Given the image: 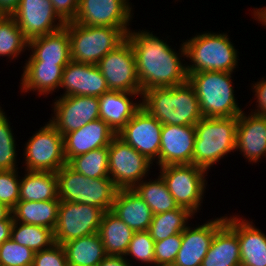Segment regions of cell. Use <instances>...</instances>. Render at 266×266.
<instances>
[{
    "mask_svg": "<svg viewBox=\"0 0 266 266\" xmlns=\"http://www.w3.org/2000/svg\"><path fill=\"white\" fill-rule=\"evenodd\" d=\"M28 50V39L19 29L11 15L0 19V57H7L9 61L19 60L20 55Z\"/></svg>",
    "mask_w": 266,
    "mask_h": 266,
    "instance_id": "836d02e7",
    "label": "cell"
},
{
    "mask_svg": "<svg viewBox=\"0 0 266 266\" xmlns=\"http://www.w3.org/2000/svg\"><path fill=\"white\" fill-rule=\"evenodd\" d=\"M111 211L134 231H146L153 213L133 189H117Z\"/></svg>",
    "mask_w": 266,
    "mask_h": 266,
    "instance_id": "d4e9b609",
    "label": "cell"
},
{
    "mask_svg": "<svg viewBox=\"0 0 266 266\" xmlns=\"http://www.w3.org/2000/svg\"><path fill=\"white\" fill-rule=\"evenodd\" d=\"M58 198L60 201L83 204L84 180H88L83 174L77 173L67 164L57 172Z\"/></svg>",
    "mask_w": 266,
    "mask_h": 266,
    "instance_id": "74e56055",
    "label": "cell"
},
{
    "mask_svg": "<svg viewBox=\"0 0 266 266\" xmlns=\"http://www.w3.org/2000/svg\"><path fill=\"white\" fill-rule=\"evenodd\" d=\"M108 146L71 158L67 165L87 178H109Z\"/></svg>",
    "mask_w": 266,
    "mask_h": 266,
    "instance_id": "e575fe53",
    "label": "cell"
},
{
    "mask_svg": "<svg viewBox=\"0 0 266 266\" xmlns=\"http://www.w3.org/2000/svg\"><path fill=\"white\" fill-rule=\"evenodd\" d=\"M162 124L143 107L117 135L152 163L159 159Z\"/></svg>",
    "mask_w": 266,
    "mask_h": 266,
    "instance_id": "9a60e30c",
    "label": "cell"
},
{
    "mask_svg": "<svg viewBox=\"0 0 266 266\" xmlns=\"http://www.w3.org/2000/svg\"><path fill=\"white\" fill-rule=\"evenodd\" d=\"M53 101L54 111L48 120L63 136L99 119L98 97L57 96Z\"/></svg>",
    "mask_w": 266,
    "mask_h": 266,
    "instance_id": "4fadbf2b",
    "label": "cell"
},
{
    "mask_svg": "<svg viewBox=\"0 0 266 266\" xmlns=\"http://www.w3.org/2000/svg\"><path fill=\"white\" fill-rule=\"evenodd\" d=\"M238 117H203L195 125L192 164L211 171L227 155L235 152Z\"/></svg>",
    "mask_w": 266,
    "mask_h": 266,
    "instance_id": "5b68a950",
    "label": "cell"
},
{
    "mask_svg": "<svg viewBox=\"0 0 266 266\" xmlns=\"http://www.w3.org/2000/svg\"><path fill=\"white\" fill-rule=\"evenodd\" d=\"M142 93L113 91L102 94L98 97L99 118L106 122L117 134L130 121L134 114L142 107ZM135 101L133 102V100Z\"/></svg>",
    "mask_w": 266,
    "mask_h": 266,
    "instance_id": "7402d4cb",
    "label": "cell"
},
{
    "mask_svg": "<svg viewBox=\"0 0 266 266\" xmlns=\"http://www.w3.org/2000/svg\"><path fill=\"white\" fill-rule=\"evenodd\" d=\"M235 151L252 165L266 157V116L245 111L238 116Z\"/></svg>",
    "mask_w": 266,
    "mask_h": 266,
    "instance_id": "d6986e66",
    "label": "cell"
},
{
    "mask_svg": "<svg viewBox=\"0 0 266 266\" xmlns=\"http://www.w3.org/2000/svg\"><path fill=\"white\" fill-rule=\"evenodd\" d=\"M20 174L18 169L0 170V203L11 210L20 201Z\"/></svg>",
    "mask_w": 266,
    "mask_h": 266,
    "instance_id": "60d3db41",
    "label": "cell"
},
{
    "mask_svg": "<svg viewBox=\"0 0 266 266\" xmlns=\"http://www.w3.org/2000/svg\"><path fill=\"white\" fill-rule=\"evenodd\" d=\"M226 222L224 216L208 219L200 225L190 223L182 232V244L173 266H201L215 232ZM195 227H194V226Z\"/></svg>",
    "mask_w": 266,
    "mask_h": 266,
    "instance_id": "2e32d148",
    "label": "cell"
},
{
    "mask_svg": "<svg viewBox=\"0 0 266 266\" xmlns=\"http://www.w3.org/2000/svg\"><path fill=\"white\" fill-rule=\"evenodd\" d=\"M181 244L182 233H177L166 239L155 242V266H173Z\"/></svg>",
    "mask_w": 266,
    "mask_h": 266,
    "instance_id": "b9f144b4",
    "label": "cell"
},
{
    "mask_svg": "<svg viewBox=\"0 0 266 266\" xmlns=\"http://www.w3.org/2000/svg\"><path fill=\"white\" fill-rule=\"evenodd\" d=\"M141 106L162 125L195 126L203 118L188 80L173 87L147 89L142 92Z\"/></svg>",
    "mask_w": 266,
    "mask_h": 266,
    "instance_id": "7a4b0ae2",
    "label": "cell"
},
{
    "mask_svg": "<svg viewBox=\"0 0 266 266\" xmlns=\"http://www.w3.org/2000/svg\"><path fill=\"white\" fill-rule=\"evenodd\" d=\"M65 67L66 65L55 63H24L19 82L20 92L27 94L32 91L39 97L53 95L54 92L59 91Z\"/></svg>",
    "mask_w": 266,
    "mask_h": 266,
    "instance_id": "cb8c5ba5",
    "label": "cell"
},
{
    "mask_svg": "<svg viewBox=\"0 0 266 266\" xmlns=\"http://www.w3.org/2000/svg\"><path fill=\"white\" fill-rule=\"evenodd\" d=\"M130 0H79L73 22L86 26L116 27L126 35L134 13ZM133 6V7H132Z\"/></svg>",
    "mask_w": 266,
    "mask_h": 266,
    "instance_id": "8fae6325",
    "label": "cell"
},
{
    "mask_svg": "<svg viewBox=\"0 0 266 266\" xmlns=\"http://www.w3.org/2000/svg\"><path fill=\"white\" fill-rule=\"evenodd\" d=\"M32 266H68L63 246L55 243L48 249L36 252Z\"/></svg>",
    "mask_w": 266,
    "mask_h": 266,
    "instance_id": "7bdbcfd3",
    "label": "cell"
},
{
    "mask_svg": "<svg viewBox=\"0 0 266 266\" xmlns=\"http://www.w3.org/2000/svg\"><path fill=\"white\" fill-rule=\"evenodd\" d=\"M60 199L49 201H19L11 210L13 220L20 223L55 229Z\"/></svg>",
    "mask_w": 266,
    "mask_h": 266,
    "instance_id": "83f0119b",
    "label": "cell"
},
{
    "mask_svg": "<svg viewBox=\"0 0 266 266\" xmlns=\"http://www.w3.org/2000/svg\"><path fill=\"white\" fill-rule=\"evenodd\" d=\"M227 32L204 31L184 40L187 75L196 72H236L239 68V49Z\"/></svg>",
    "mask_w": 266,
    "mask_h": 266,
    "instance_id": "3957f363",
    "label": "cell"
},
{
    "mask_svg": "<svg viewBox=\"0 0 266 266\" xmlns=\"http://www.w3.org/2000/svg\"><path fill=\"white\" fill-rule=\"evenodd\" d=\"M54 11L65 22L74 21L79 0H50Z\"/></svg>",
    "mask_w": 266,
    "mask_h": 266,
    "instance_id": "f6af8a7d",
    "label": "cell"
},
{
    "mask_svg": "<svg viewBox=\"0 0 266 266\" xmlns=\"http://www.w3.org/2000/svg\"><path fill=\"white\" fill-rule=\"evenodd\" d=\"M11 239L35 253L55 244L54 230L44 226L16 222L11 229Z\"/></svg>",
    "mask_w": 266,
    "mask_h": 266,
    "instance_id": "d6a6232c",
    "label": "cell"
},
{
    "mask_svg": "<svg viewBox=\"0 0 266 266\" xmlns=\"http://www.w3.org/2000/svg\"><path fill=\"white\" fill-rule=\"evenodd\" d=\"M154 244L155 241L148 230L135 231L124 257L132 266L136 265V262L140 266H155Z\"/></svg>",
    "mask_w": 266,
    "mask_h": 266,
    "instance_id": "f35d334b",
    "label": "cell"
},
{
    "mask_svg": "<svg viewBox=\"0 0 266 266\" xmlns=\"http://www.w3.org/2000/svg\"><path fill=\"white\" fill-rule=\"evenodd\" d=\"M13 219H4L0 221V246L11 238V229L13 226Z\"/></svg>",
    "mask_w": 266,
    "mask_h": 266,
    "instance_id": "7dc6e473",
    "label": "cell"
},
{
    "mask_svg": "<svg viewBox=\"0 0 266 266\" xmlns=\"http://www.w3.org/2000/svg\"><path fill=\"white\" fill-rule=\"evenodd\" d=\"M135 231L111 210L103 215L98 234L107 255L124 256Z\"/></svg>",
    "mask_w": 266,
    "mask_h": 266,
    "instance_id": "f1b7e54d",
    "label": "cell"
},
{
    "mask_svg": "<svg viewBox=\"0 0 266 266\" xmlns=\"http://www.w3.org/2000/svg\"><path fill=\"white\" fill-rule=\"evenodd\" d=\"M0 105V170H15L18 167L16 136L7 114ZM18 163V164H17Z\"/></svg>",
    "mask_w": 266,
    "mask_h": 266,
    "instance_id": "8d00e7d4",
    "label": "cell"
},
{
    "mask_svg": "<svg viewBox=\"0 0 266 266\" xmlns=\"http://www.w3.org/2000/svg\"><path fill=\"white\" fill-rule=\"evenodd\" d=\"M147 178L149 177L138 183L133 190L150 207L153 215L179 207L160 175L154 179Z\"/></svg>",
    "mask_w": 266,
    "mask_h": 266,
    "instance_id": "4dcf8cb0",
    "label": "cell"
},
{
    "mask_svg": "<svg viewBox=\"0 0 266 266\" xmlns=\"http://www.w3.org/2000/svg\"><path fill=\"white\" fill-rule=\"evenodd\" d=\"M166 38H159L153 31L130 29L126 39L130 42L136 62L141 91L152 88L173 87L187 81L184 42L179 51L169 46ZM175 49V50H174ZM183 57V58H182ZM185 61V62H184Z\"/></svg>",
    "mask_w": 266,
    "mask_h": 266,
    "instance_id": "6da1fadb",
    "label": "cell"
},
{
    "mask_svg": "<svg viewBox=\"0 0 266 266\" xmlns=\"http://www.w3.org/2000/svg\"><path fill=\"white\" fill-rule=\"evenodd\" d=\"M158 171L178 206L197 215L203 207L208 171L193 164L165 165Z\"/></svg>",
    "mask_w": 266,
    "mask_h": 266,
    "instance_id": "52a82bcc",
    "label": "cell"
},
{
    "mask_svg": "<svg viewBox=\"0 0 266 266\" xmlns=\"http://www.w3.org/2000/svg\"><path fill=\"white\" fill-rule=\"evenodd\" d=\"M20 0H0V10L5 15H11L19 5Z\"/></svg>",
    "mask_w": 266,
    "mask_h": 266,
    "instance_id": "c3c4849f",
    "label": "cell"
},
{
    "mask_svg": "<svg viewBox=\"0 0 266 266\" xmlns=\"http://www.w3.org/2000/svg\"><path fill=\"white\" fill-rule=\"evenodd\" d=\"M34 254L10 238L0 246V266H32Z\"/></svg>",
    "mask_w": 266,
    "mask_h": 266,
    "instance_id": "ab89813d",
    "label": "cell"
},
{
    "mask_svg": "<svg viewBox=\"0 0 266 266\" xmlns=\"http://www.w3.org/2000/svg\"><path fill=\"white\" fill-rule=\"evenodd\" d=\"M20 178V201H49L58 199L56 172L24 170Z\"/></svg>",
    "mask_w": 266,
    "mask_h": 266,
    "instance_id": "4316f807",
    "label": "cell"
},
{
    "mask_svg": "<svg viewBox=\"0 0 266 266\" xmlns=\"http://www.w3.org/2000/svg\"><path fill=\"white\" fill-rule=\"evenodd\" d=\"M5 16V14L0 10V19Z\"/></svg>",
    "mask_w": 266,
    "mask_h": 266,
    "instance_id": "816d5d0a",
    "label": "cell"
},
{
    "mask_svg": "<svg viewBox=\"0 0 266 266\" xmlns=\"http://www.w3.org/2000/svg\"><path fill=\"white\" fill-rule=\"evenodd\" d=\"M252 10H251V16L253 14L252 19L254 18V20H256L259 24H262L263 28L265 29L266 28V6H263L262 8L254 7Z\"/></svg>",
    "mask_w": 266,
    "mask_h": 266,
    "instance_id": "681fc988",
    "label": "cell"
},
{
    "mask_svg": "<svg viewBox=\"0 0 266 266\" xmlns=\"http://www.w3.org/2000/svg\"><path fill=\"white\" fill-rule=\"evenodd\" d=\"M4 219H13L11 209L0 203V221Z\"/></svg>",
    "mask_w": 266,
    "mask_h": 266,
    "instance_id": "f907efd6",
    "label": "cell"
},
{
    "mask_svg": "<svg viewBox=\"0 0 266 266\" xmlns=\"http://www.w3.org/2000/svg\"><path fill=\"white\" fill-rule=\"evenodd\" d=\"M62 246L68 266H98L107 255L98 232L70 240Z\"/></svg>",
    "mask_w": 266,
    "mask_h": 266,
    "instance_id": "f546056e",
    "label": "cell"
},
{
    "mask_svg": "<svg viewBox=\"0 0 266 266\" xmlns=\"http://www.w3.org/2000/svg\"><path fill=\"white\" fill-rule=\"evenodd\" d=\"M116 135L113 129L100 118L80 129L66 133L63 136L66 162L77 155L109 146Z\"/></svg>",
    "mask_w": 266,
    "mask_h": 266,
    "instance_id": "44dd1931",
    "label": "cell"
},
{
    "mask_svg": "<svg viewBox=\"0 0 266 266\" xmlns=\"http://www.w3.org/2000/svg\"><path fill=\"white\" fill-rule=\"evenodd\" d=\"M117 188L110 178H88L84 180L83 204L111 210Z\"/></svg>",
    "mask_w": 266,
    "mask_h": 266,
    "instance_id": "d590c367",
    "label": "cell"
},
{
    "mask_svg": "<svg viewBox=\"0 0 266 266\" xmlns=\"http://www.w3.org/2000/svg\"><path fill=\"white\" fill-rule=\"evenodd\" d=\"M108 158L109 178L117 189H133L155 165L118 135L108 146Z\"/></svg>",
    "mask_w": 266,
    "mask_h": 266,
    "instance_id": "9c48e42d",
    "label": "cell"
},
{
    "mask_svg": "<svg viewBox=\"0 0 266 266\" xmlns=\"http://www.w3.org/2000/svg\"><path fill=\"white\" fill-rule=\"evenodd\" d=\"M201 266H241L237 234L226 223L215 232Z\"/></svg>",
    "mask_w": 266,
    "mask_h": 266,
    "instance_id": "484cf974",
    "label": "cell"
},
{
    "mask_svg": "<svg viewBox=\"0 0 266 266\" xmlns=\"http://www.w3.org/2000/svg\"><path fill=\"white\" fill-rule=\"evenodd\" d=\"M195 138V126L163 125L156 167L192 164Z\"/></svg>",
    "mask_w": 266,
    "mask_h": 266,
    "instance_id": "ac0fdd59",
    "label": "cell"
},
{
    "mask_svg": "<svg viewBox=\"0 0 266 266\" xmlns=\"http://www.w3.org/2000/svg\"><path fill=\"white\" fill-rule=\"evenodd\" d=\"M194 217L195 214L189 209L179 206L177 209L153 215L148 231L151 238L157 242L182 233Z\"/></svg>",
    "mask_w": 266,
    "mask_h": 266,
    "instance_id": "1f68e13d",
    "label": "cell"
},
{
    "mask_svg": "<svg viewBox=\"0 0 266 266\" xmlns=\"http://www.w3.org/2000/svg\"><path fill=\"white\" fill-rule=\"evenodd\" d=\"M226 214V224L237 234L241 266H266V235L251 219Z\"/></svg>",
    "mask_w": 266,
    "mask_h": 266,
    "instance_id": "ffe728a7",
    "label": "cell"
},
{
    "mask_svg": "<svg viewBox=\"0 0 266 266\" xmlns=\"http://www.w3.org/2000/svg\"><path fill=\"white\" fill-rule=\"evenodd\" d=\"M71 60L97 65L109 52L126 40V34L116 27L86 26L67 22Z\"/></svg>",
    "mask_w": 266,
    "mask_h": 266,
    "instance_id": "8992f818",
    "label": "cell"
},
{
    "mask_svg": "<svg viewBox=\"0 0 266 266\" xmlns=\"http://www.w3.org/2000/svg\"><path fill=\"white\" fill-rule=\"evenodd\" d=\"M97 66L104 76L109 90L142 93L135 55L127 39L105 55Z\"/></svg>",
    "mask_w": 266,
    "mask_h": 266,
    "instance_id": "7c38bea8",
    "label": "cell"
},
{
    "mask_svg": "<svg viewBox=\"0 0 266 266\" xmlns=\"http://www.w3.org/2000/svg\"><path fill=\"white\" fill-rule=\"evenodd\" d=\"M11 16L28 40L54 33L66 24L54 11L50 0H20Z\"/></svg>",
    "mask_w": 266,
    "mask_h": 266,
    "instance_id": "5bb4252c",
    "label": "cell"
},
{
    "mask_svg": "<svg viewBox=\"0 0 266 266\" xmlns=\"http://www.w3.org/2000/svg\"><path fill=\"white\" fill-rule=\"evenodd\" d=\"M105 211L99 207L61 201L54 229L56 244L89 236L99 231Z\"/></svg>",
    "mask_w": 266,
    "mask_h": 266,
    "instance_id": "30bf717a",
    "label": "cell"
},
{
    "mask_svg": "<svg viewBox=\"0 0 266 266\" xmlns=\"http://www.w3.org/2000/svg\"><path fill=\"white\" fill-rule=\"evenodd\" d=\"M60 96L99 97L109 91L107 82L97 65L71 60L63 69Z\"/></svg>",
    "mask_w": 266,
    "mask_h": 266,
    "instance_id": "e0dca14e",
    "label": "cell"
},
{
    "mask_svg": "<svg viewBox=\"0 0 266 266\" xmlns=\"http://www.w3.org/2000/svg\"><path fill=\"white\" fill-rule=\"evenodd\" d=\"M23 151L24 170L57 172L67 164L63 135L49 121L28 138Z\"/></svg>",
    "mask_w": 266,
    "mask_h": 266,
    "instance_id": "ba28073f",
    "label": "cell"
},
{
    "mask_svg": "<svg viewBox=\"0 0 266 266\" xmlns=\"http://www.w3.org/2000/svg\"><path fill=\"white\" fill-rule=\"evenodd\" d=\"M98 266H132L124 256L106 255ZM138 266V265H137Z\"/></svg>",
    "mask_w": 266,
    "mask_h": 266,
    "instance_id": "bcb514c9",
    "label": "cell"
},
{
    "mask_svg": "<svg viewBox=\"0 0 266 266\" xmlns=\"http://www.w3.org/2000/svg\"><path fill=\"white\" fill-rule=\"evenodd\" d=\"M233 76L232 72L217 71L188 75L187 80L195 90L203 117H238L244 111L235 97Z\"/></svg>",
    "mask_w": 266,
    "mask_h": 266,
    "instance_id": "277c9868",
    "label": "cell"
},
{
    "mask_svg": "<svg viewBox=\"0 0 266 266\" xmlns=\"http://www.w3.org/2000/svg\"><path fill=\"white\" fill-rule=\"evenodd\" d=\"M251 90L253 92L252 95H254L253 99L255 100L254 102L256 103V107H253L254 109H250V113L266 116V78L261 77L259 81H253L251 84Z\"/></svg>",
    "mask_w": 266,
    "mask_h": 266,
    "instance_id": "ee69618b",
    "label": "cell"
},
{
    "mask_svg": "<svg viewBox=\"0 0 266 266\" xmlns=\"http://www.w3.org/2000/svg\"><path fill=\"white\" fill-rule=\"evenodd\" d=\"M27 52L30 54L25 63L67 65L71 61L68 30L64 27L54 33L28 40Z\"/></svg>",
    "mask_w": 266,
    "mask_h": 266,
    "instance_id": "603a6c76",
    "label": "cell"
}]
</instances>
